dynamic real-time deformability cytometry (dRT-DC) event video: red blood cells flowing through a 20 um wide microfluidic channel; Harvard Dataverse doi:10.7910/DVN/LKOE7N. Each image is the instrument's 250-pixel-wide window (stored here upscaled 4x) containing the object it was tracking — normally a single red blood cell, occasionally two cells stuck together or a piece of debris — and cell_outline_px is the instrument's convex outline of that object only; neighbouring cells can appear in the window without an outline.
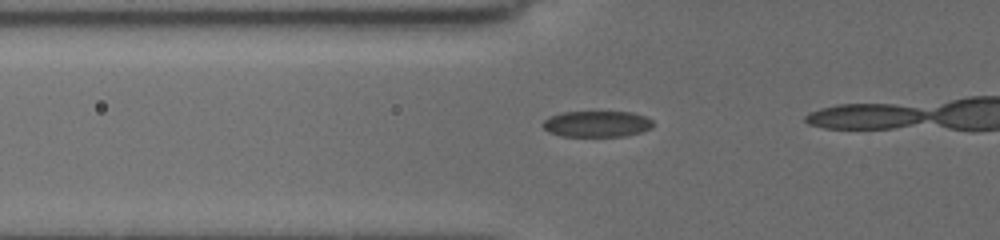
{"species": "common noctule bat (a hibernating species)", "species_latin": "Nyctalus noctula", "temperature_condition": "cold", "stored_images_in_passage": 13, "camera_frame_rate_fps": 3000, "um_per_image_px": 0.085, "animal": {"sex": "female", "body_mass_g": 19.5, "forearm_length_mm": 54.1}, "frame": {"image": 1, "passage_image": 3, "time_ms": 0.333, "image_size_px": [1000, 240], "cell_outline_px": [[652, 128], [640, 132], [624, 136], [560, 136], [548, 132], [544, 128], [544, 120], [560, 112], [632, 112], [644, 116], [652, 120]], "centroid_in_image_um": [50.73, 10.53], "position_along_channel_um": 75.1, "area_um2": 16.65}}
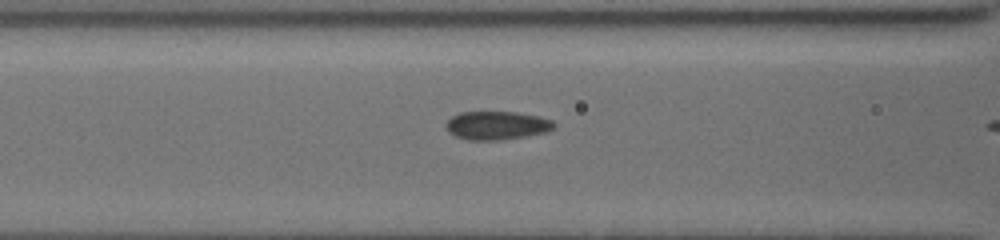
{"frame": {"image": 2, "passage_image": 9, "time_ms": 1.667, "image_size_px": [1000, 240], "cell_outline_px": [[556, 128], [548, 132], [500, 140], [468, 140], [456, 136], [448, 132], [444, 124], [452, 116], [460, 112], [516, 112], [540, 116], [552, 120], [556, 124]], "centroid_in_image_um": [42.25, 10.66], "position_along_channel_um": 124.4, "area_um2": 18.09}}